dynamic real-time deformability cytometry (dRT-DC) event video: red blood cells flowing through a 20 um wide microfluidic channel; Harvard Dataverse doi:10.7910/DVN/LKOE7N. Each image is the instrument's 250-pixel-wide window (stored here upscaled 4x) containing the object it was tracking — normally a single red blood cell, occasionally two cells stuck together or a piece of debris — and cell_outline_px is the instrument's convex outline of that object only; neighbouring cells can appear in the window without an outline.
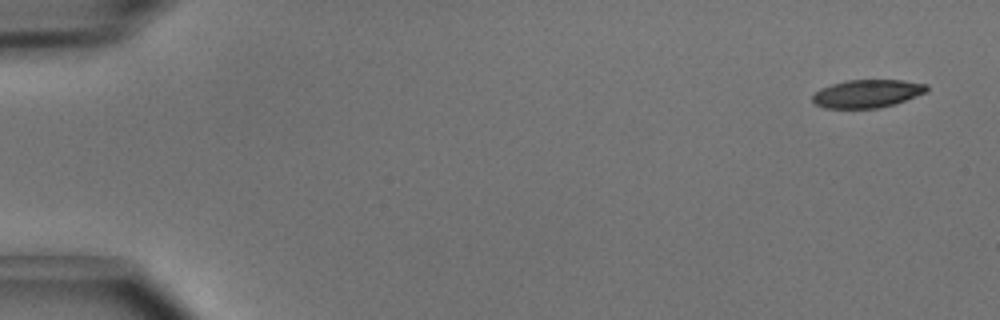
{"species": "common noctule bat (a hibernating species)", "species_latin": "Nyctalus noctula", "temperature_condition": "cold", "stored_images_in_passage": 6, "camera_frame_rate_fps": 3000, "um_per_image_px": 0.085, "animal": {"sex": "male", "body_mass_g": 15.6}, "frame": {"image": 1, "passage_image": 1, "time_ms": 0.0, "image_size_px": [1000, 320], "cell_outline_px": [[928, 88], [924, 92], [916, 96], [892, 104], [876, 108], [824, 108], [816, 104], [812, 100], [812, 96], [820, 88], [844, 80], [900, 80], [928, 84]], "centroid_in_image_um": [73.67, 7.95], "position_along_channel_um": 11.3, "area_um2": 18.44}}
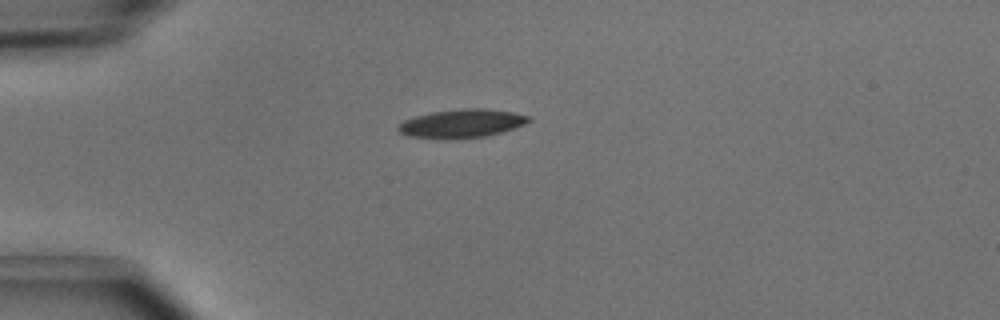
{"frame": {"image": 2, "passage_image": 4, "time_ms": 1.0, "image_size_px": [1000, 320], "cell_outline_px": [[532, 120], [524, 124], [500, 132], [484, 136], [448, 140], [408, 136], [400, 132], [396, 128], [404, 120], [416, 116], [432, 112], [460, 108], [488, 108], [512, 112], [532, 116]], "centroid_in_image_um": [39.25, 10.49], "position_along_channel_um": 45.8, "area_um2": 21.79}}
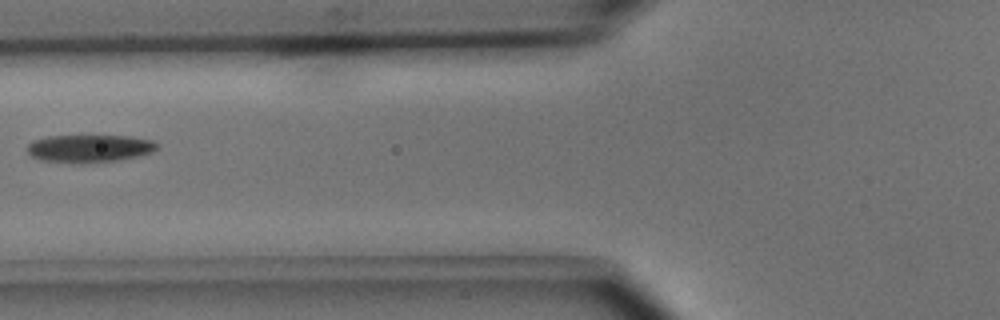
{"frame": {"image": 3, "passage_image": 6, "time_ms": 1.667, "image_size_px": [1000, 320], "cell_outline_px": [[160, 148], [152, 152], [140, 156], [116, 160], [84, 164], [76, 164], [40, 160], [32, 156], [28, 152], [28, 144], [32, 140], [48, 136], [132, 136], [152, 140], [160, 144]], "centroid_in_image_um": [7.63, 12.63], "position_along_channel_um": 118.2, "area_um2": 21.33}}